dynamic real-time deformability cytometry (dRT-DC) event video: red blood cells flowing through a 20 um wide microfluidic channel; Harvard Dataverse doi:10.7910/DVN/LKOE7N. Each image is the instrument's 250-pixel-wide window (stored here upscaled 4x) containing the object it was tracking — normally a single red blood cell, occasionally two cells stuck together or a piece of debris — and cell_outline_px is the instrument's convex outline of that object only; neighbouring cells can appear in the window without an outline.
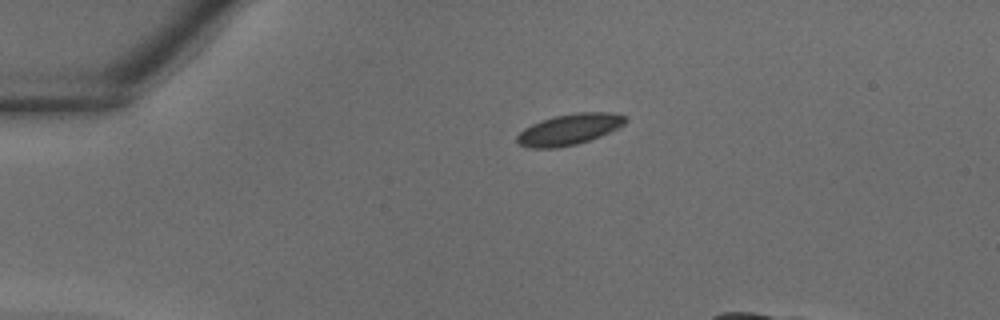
{"species": "common noctule bat (a hibernating species)", "species_latin": "Nyctalus noctula", "temperature_condition": "warm", "stored_images_in_passage": 18, "camera_frame_rate_fps": 3000, "um_per_image_px": 0.085, "animal": {"sex": "male", "body_mass_g": 18.8}, "frame": {"image": 1, "passage_image": 1, "time_ms": 0.0, "image_size_px": [1000, 320], "cell_outline_px": [[628, 120], [620, 128], [600, 136], [576, 144], [556, 148], [528, 148], [520, 144], [516, 140], [516, 136], [524, 128], [540, 120], [556, 116], [576, 112], [612, 112], [628, 116]], "centroid_in_image_um": [48.42, 10.99], "position_along_channel_um": 36.6, "area_um2": 19.71}}
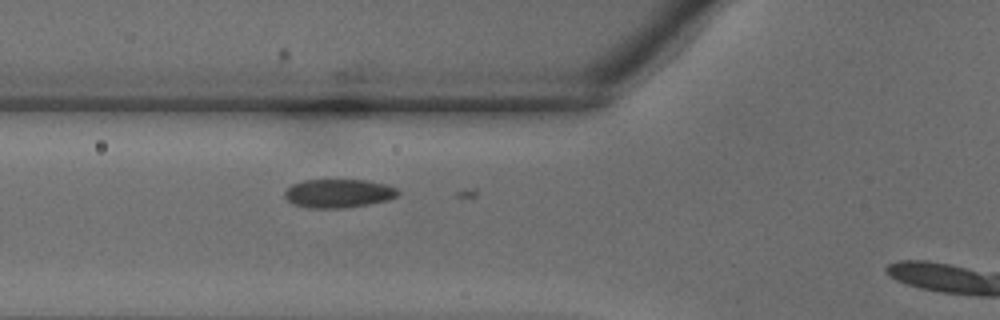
{"frame": {"image": 2, "passage_image": 7, "time_ms": 2.0, "image_size_px": [1000, 320], "cell_outline_px": [[400, 192], [396, 196], [388, 200], [348, 208], [308, 208], [292, 204], [284, 196], [284, 192], [292, 184], [304, 180], [364, 180], [384, 184], [396, 188]], "centroid_in_image_um": [28.74, 16.45], "position_along_channel_um": 97.1, "area_um2": 18.9}}
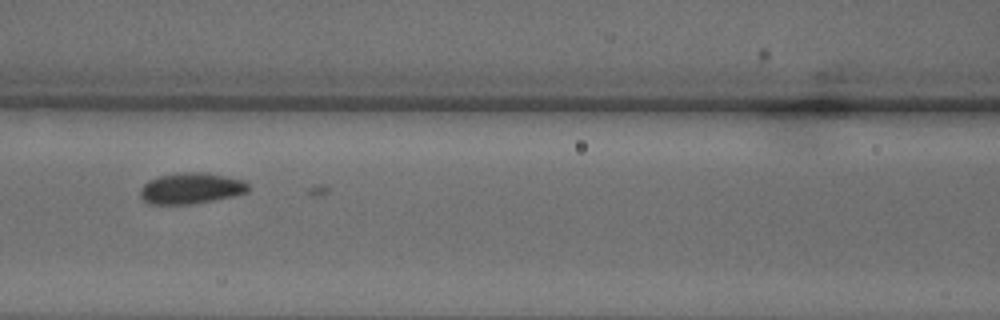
{"frame": {"image": 3, "passage_image": 10, "time_ms": 3.0, "image_size_px": [1000, 320], "cell_outline_px": [[248, 192], [232, 196], [192, 204], [148, 204], [140, 196], [140, 188], [148, 180], [160, 176], [180, 172], [208, 172], [244, 180], [248, 184]], "centroid_in_image_um": [16.23, 16.0], "position_along_channel_um": 150.4, "area_um2": 19.59}}